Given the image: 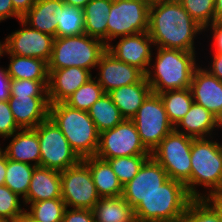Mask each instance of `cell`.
<instances>
[{
	"label": "cell",
	"instance_id": "5b68a950",
	"mask_svg": "<svg viewBox=\"0 0 222 222\" xmlns=\"http://www.w3.org/2000/svg\"><path fill=\"white\" fill-rule=\"evenodd\" d=\"M192 199L184 183L169 178L134 208L136 222L179 218Z\"/></svg>",
	"mask_w": 222,
	"mask_h": 222
},
{
	"label": "cell",
	"instance_id": "9c48e42d",
	"mask_svg": "<svg viewBox=\"0 0 222 222\" xmlns=\"http://www.w3.org/2000/svg\"><path fill=\"white\" fill-rule=\"evenodd\" d=\"M34 130L39 138L40 167L61 172L81 161L60 128L50 117L41 122Z\"/></svg>",
	"mask_w": 222,
	"mask_h": 222
},
{
	"label": "cell",
	"instance_id": "8fae6325",
	"mask_svg": "<svg viewBox=\"0 0 222 222\" xmlns=\"http://www.w3.org/2000/svg\"><path fill=\"white\" fill-rule=\"evenodd\" d=\"M135 155L151 153L141 142L136 125L131 119H124L114 128L100 133L96 157L107 160Z\"/></svg>",
	"mask_w": 222,
	"mask_h": 222
},
{
	"label": "cell",
	"instance_id": "11a10c76",
	"mask_svg": "<svg viewBox=\"0 0 222 222\" xmlns=\"http://www.w3.org/2000/svg\"><path fill=\"white\" fill-rule=\"evenodd\" d=\"M2 42H3V41H0V57H1V52H2V49H3V48H2ZM0 59H1V58H0Z\"/></svg>",
	"mask_w": 222,
	"mask_h": 222
},
{
	"label": "cell",
	"instance_id": "603a6c76",
	"mask_svg": "<svg viewBox=\"0 0 222 222\" xmlns=\"http://www.w3.org/2000/svg\"><path fill=\"white\" fill-rule=\"evenodd\" d=\"M8 138H12L4 148L8 159L40 166L39 138L34 129H20Z\"/></svg>",
	"mask_w": 222,
	"mask_h": 222
},
{
	"label": "cell",
	"instance_id": "8992f818",
	"mask_svg": "<svg viewBox=\"0 0 222 222\" xmlns=\"http://www.w3.org/2000/svg\"><path fill=\"white\" fill-rule=\"evenodd\" d=\"M106 51L105 43L86 33L79 36L56 37L48 69L79 67L91 71L96 68L101 55Z\"/></svg>",
	"mask_w": 222,
	"mask_h": 222
},
{
	"label": "cell",
	"instance_id": "f6af8a7d",
	"mask_svg": "<svg viewBox=\"0 0 222 222\" xmlns=\"http://www.w3.org/2000/svg\"><path fill=\"white\" fill-rule=\"evenodd\" d=\"M16 18L18 21L22 17L14 10L12 0H0V22L8 18Z\"/></svg>",
	"mask_w": 222,
	"mask_h": 222
},
{
	"label": "cell",
	"instance_id": "7c38bea8",
	"mask_svg": "<svg viewBox=\"0 0 222 222\" xmlns=\"http://www.w3.org/2000/svg\"><path fill=\"white\" fill-rule=\"evenodd\" d=\"M61 198L67 208L92 209L99 201L89 167L81 160L60 172Z\"/></svg>",
	"mask_w": 222,
	"mask_h": 222
},
{
	"label": "cell",
	"instance_id": "e0dca14e",
	"mask_svg": "<svg viewBox=\"0 0 222 222\" xmlns=\"http://www.w3.org/2000/svg\"><path fill=\"white\" fill-rule=\"evenodd\" d=\"M190 90L193 101L222 122V81L199 65L194 70Z\"/></svg>",
	"mask_w": 222,
	"mask_h": 222
},
{
	"label": "cell",
	"instance_id": "c3c4849f",
	"mask_svg": "<svg viewBox=\"0 0 222 222\" xmlns=\"http://www.w3.org/2000/svg\"><path fill=\"white\" fill-rule=\"evenodd\" d=\"M6 176V156L3 154L0 157V185H4Z\"/></svg>",
	"mask_w": 222,
	"mask_h": 222
},
{
	"label": "cell",
	"instance_id": "bcb514c9",
	"mask_svg": "<svg viewBox=\"0 0 222 222\" xmlns=\"http://www.w3.org/2000/svg\"><path fill=\"white\" fill-rule=\"evenodd\" d=\"M210 65V68L207 66L208 68L204 67V69L222 81V53H213Z\"/></svg>",
	"mask_w": 222,
	"mask_h": 222
},
{
	"label": "cell",
	"instance_id": "1f68e13d",
	"mask_svg": "<svg viewBox=\"0 0 222 222\" xmlns=\"http://www.w3.org/2000/svg\"><path fill=\"white\" fill-rule=\"evenodd\" d=\"M27 208L25 214L35 222H62L66 205L62 198H53L32 202Z\"/></svg>",
	"mask_w": 222,
	"mask_h": 222
},
{
	"label": "cell",
	"instance_id": "e575fe53",
	"mask_svg": "<svg viewBox=\"0 0 222 222\" xmlns=\"http://www.w3.org/2000/svg\"><path fill=\"white\" fill-rule=\"evenodd\" d=\"M150 157L151 155H135L107 159V161L110 163L119 182L124 186L136 176L142 165Z\"/></svg>",
	"mask_w": 222,
	"mask_h": 222
},
{
	"label": "cell",
	"instance_id": "b9f144b4",
	"mask_svg": "<svg viewBox=\"0 0 222 222\" xmlns=\"http://www.w3.org/2000/svg\"><path fill=\"white\" fill-rule=\"evenodd\" d=\"M202 199L210 206L215 214L222 220V189L203 193Z\"/></svg>",
	"mask_w": 222,
	"mask_h": 222
},
{
	"label": "cell",
	"instance_id": "2e32d148",
	"mask_svg": "<svg viewBox=\"0 0 222 222\" xmlns=\"http://www.w3.org/2000/svg\"><path fill=\"white\" fill-rule=\"evenodd\" d=\"M96 69L99 71L94 78L105 93L121 86L137 83L145 76L140 69L118 60L107 50L101 55Z\"/></svg>",
	"mask_w": 222,
	"mask_h": 222
},
{
	"label": "cell",
	"instance_id": "ab89813d",
	"mask_svg": "<svg viewBox=\"0 0 222 222\" xmlns=\"http://www.w3.org/2000/svg\"><path fill=\"white\" fill-rule=\"evenodd\" d=\"M20 128L17 126L11 109L7 101H0V137L8 139L15 132L19 131Z\"/></svg>",
	"mask_w": 222,
	"mask_h": 222
},
{
	"label": "cell",
	"instance_id": "ee69618b",
	"mask_svg": "<svg viewBox=\"0 0 222 222\" xmlns=\"http://www.w3.org/2000/svg\"><path fill=\"white\" fill-rule=\"evenodd\" d=\"M10 82L7 68L0 67V101H7L10 98Z\"/></svg>",
	"mask_w": 222,
	"mask_h": 222
},
{
	"label": "cell",
	"instance_id": "f5cc1de1",
	"mask_svg": "<svg viewBox=\"0 0 222 222\" xmlns=\"http://www.w3.org/2000/svg\"><path fill=\"white\" fill-rule=\"evenodd\" d=\"M152 222H186V218L184 215H182L181 217L172 220H158Z\"/></svg>",
	"mask_w": 222,
	"mask_h": 222
},
{
	"label": "cell",
	"instance_id": "816d5d0a",
	"mask_svg": "<svg viewBox=\"0 0 222 222\" xmlns=\"http://www.w3.org/2000/svg\"><path fill=\"white\" fill-rule=\"evenodd\" d=\"M14 222H35L30 217H28L25 213L17 218Z\"/></svg>",
	"mask_w": 222,
	"mask_h": 222
},
{
	"label": "cell",
	"instance_id": "277c9868",
	"mask_svg": "<svg viewBox=\"0 0 222 222\" xmlns=\"http://www.w3.org/2000/svg\"><path fill=\"white\" fill-rule=\"evenodd\" d=\"M207 138H193L191 147L190 196L202 198L203 193L196 189L203 186L208 192L222 189L221 143Z\"/></svg>",
	"mask_w": 222,
	"mask_h": 222
},
{
	"label": "cell",
	"instance_id": "8d00e7d4",
	"mask_svg": "<svg viewBox=\"0 0 222 222\" xmlns=\"http://www.w3.org/2000/svg\"><path fill=\"white\" fill-rule=\"evenodd\" d=\"M21 199L6 185H0V221L14 222L25 213L24 206L21 207Z\"/></svg>",
	"mask_w": 222,
	"mask_h": 222
},
{
	"label": "cell",
	"instance_id": "5bb4252c",
	"mask_svg": "<svg viewBox=\"0 0 222 222\" xmlns=\"http://www.w3.org/2000/svg\"><path fill=\"white\" fill-rule=\"evenodd\" d=\"M152 46L154 47V43L149 33L140 32L121 37L115 45L108 44L106 50L118 60L135 66L146 74L153 61Z\"/></svg>",
	"mask_w": 222,
	"mask_h": 222
},
{
	"label": "cell",
	"instance_id": "30bf717a",
	"mask_svg": "<svg viewBox=\"0 0 222 222\" xmlns=\"http://www.w3.org/2000/svg\"><path fill=\"white\" fill-rule=\"evenodd\" d=\"M145 148L151 153L174 130L159 94L151 92L131 119Z\"/></svg>",
	"mask_w": 222,
	"mask_h": 222
},
{
	"label": "cell",
	"instance_id": "cb8c5ba5",
	"mask_svg": "<svg viewBox=\"0 0 222 222\" xmlns=\"http://www.w3.org/2000/svg\"><path fill=\"white\" fill-rule=\"evenodd\" d=\"M151 87L144 76L139 82L115 88L108 92L113 103L125 119H132L151 93Z\"/></svg>",
	"mask_w": 222,
	"mask_h": 222
},
{
	"label": "cell",
	"instance_id": "f1b7e54d",
	"mask_svg": "<svg viewBox=\"0 0 222 222\" xmlns=\"http://www.w3.org/2000/svg\"><path fill=\"white\" fill-rule=\"evenodd\" d=\"M87 112L99 133L114 128L125 119L108 93L98 99Z\"/></svg>",
	"mask_w": 222,
	"mask_h": 222
},
{
	"label": "cell",
	"instance_id": "44dd1931",
	"mask_svg": "<svg viewBox=\"0 0 222 222\" xmlns=\"http://www.w3.org/2000/svg\"><path fill=\"white\" fill-rule=\"evenodd\" d=\"M62 10V0H36L21 20L29 27L56 38Z\"/></svg>",
	"mask_w": 222,
	"mask_h": 222
},
{
	"label": "cell",
	"instance_id": "9a60e30c",
	"mask_svg": "<svg viewBox=\"0 0 222 222\" xmlns=\"http://www.w3.org/2000/svg\"><path fill=\"white\" fill-rule=\"evenodd\" d=\"M169 179L166 170L150 157L136 176L123 186L122 197L133 209Z\"/></svg>",
	"mask_w": 222,
	"mask_h": 222
},
{
	"label": "cell",
	"instance_id": "ffe728a7",
	"mask_svg": "<svg viewBox=\"0 0 222 222\" xmlns=\"http://www.w3.org/2000/svg\"><path fill=\"white\" fill-rule=\"evenodd\" d=\"M181 127V129H180ZM222 128V122L202 105L193 102L190 110L174 127V130L192 138H207ZM215 129V130H214Z\"/></svg>",
	"mask_w": 222,
	"mask_h": 222
},
{
	"label": "cell",
	"instance_id": "d6a6232c",
	"mask_svg": "<svg viewBox=\"0 0 222 222\" xmlns=\"http://www.w3.org/2000/svg\"><path fill=\"white\" fill-rule=\"evenodd\" d=\"M85 33L84 13L80 7L65 4L58 22L56 37L79 36Z\"/></svg>",
	"mask_w": 222,
	"mask_h": 222
},
{
	"label": "cell",
	"instance_id": "484cf974",
	"mask_svg": "<svg viewBox=\"0 0 222 222\" xmlns=\"http://www.w3.org/2000/svg\"><path fill=\"white\" fill-rule=\"evenodd\" d=\"M113 0H90L83 8L85 33L107 46V24Z\"/></svg>",
	"mask_w": 222,
	"mask_h": 222
},
{
	"label": "cell",
	"instance_id": "83f0119b",
	"mask_svg": "<svg viewBox=\"0 0 222 222\" xmlns=\"http://www.w3.org/2000/svg\"><path fill=\"white\" fill-rule=\"evenodd\" d=\"M9 55L10 62L7 67L11 79L49 80L48 63L42 59Z\"/></svg>",
	"mask_w": 222,
	"mask_h": 222
},
{
	"label": "cell",
	"instance_id": "db71d44e",
	"mask_svg": "<svg viewBox=\"0 0 222 222\" xmlns=\"http://www.w3.org/2000/svg\"><path fill=\"white\" fill-rule=\"evenodd\" d=\"M1 145V144H0ZM4 154V149L2 148L1 149V146H0V157Z\"/></svg>",
	"mask_w": 222,
	"mask_h": 222
},
{
	"label": "cell",
	"instance_id": "3957f363",
	"mask_svg": "<svg viewBox=\"0 0 222 222\" xmlns=\"http://www.w3.org/2000/svg\"><path fill=\"white\" fill-rule=\"evenodd\" d=\"M49 117L81 160L96 155L100 133L87 111L57 102L49 105Z\"/></svg>",
	"mask_w": 222,
	"mask_h": 222
},
{
	"label": "cell",
	"instance_id": "74e56055",
	"mask_svg": "<svg viewBox=\"0 0 222 222\" xmlns=\"http://www.w3.org/2000/svg\"><path fill=\"white\" fill-rule=\"evenodd\" d=\"M49 80L11 79L10 97L48 96Z\"/></svg>",
	"mask_w": 222,
	"mask_h": 222
},
{
	"label": "cell",
	"instance_id": "d6986e66",
	"mask_svg": "<svg viewBox=\"0 0 222 222\" xmlns=\"http://www.w3.org/2000/svg\"><path fill=\"white\" fill-rule=\"evenodd\" d=\"M8 104L20 129H34L49 117L48 96L10 97Z\"/></svg>",
	"mask_w": 222,
	"mask_h": 222
},
{
	"label": "cell",
	"instance_id": "ba28073f",
	"mask_svg": "<svg viewBox=\"0 0 222 222\" xmlns=\"http://www.w3.org/2000/svg\"><path fill=\"white\" fill-rule=\"evenodd\" d=\"M152 0H113L107 24V45L114 39L148 32Z\"/></svg>",
	"mask_w": 222,
	"mask_h": 222
},
{
	"label": "cell",
	"instance_id": "4dcf8cb0",
	"mask_svg": "<svg viewBox=\"0 0 222 222\" xmlns=\"http://www.w3.org/2000/svg\"><path fill=\"white\" fill-rule=\"evenodd\" d=\"M171 124L175 127L190 110L193 96L190 88L159 93Z\"/></svg>",
	"mask_w": 222,
	"mask_h": 222
},
{
	"label": "cell",
	"instance_id": "4316f807",
	"mask_svg": "<svg viewBox=\"0 0 222 222\" xmlns=\"http://www.w3.org/2000/svg\"><path fill=\"white\" fill-rule=\"evenodd\" d=\"M91 210L95 222H136L133 207L122 196L100 198Z\"/></svg>",
	"mask_w": 222,
	"mask_h": 222
},
{
	"label": "cell",
	"instance_id": "d590c367",
	"mask_svg": "<svg viewBox=\"0 0 222 222\" xmlns=\"http://www.w3.org/2000/svg\"><path fill=\"white\" fill-rule=\"evenodd\" d=\"M189 15L203 28L215 21V0H178Z\"/></svg>",
	"mask_w": 222,
	"mask_h": 222
},
{
	"label": "cell",
	"instance_id": "d4e9b609",
	"mask_svg": "<svg viewBox=\"0 0 222 222\" xmlns=\"http://www.w3.org/2000/svg\"><path fill=\"white\" fill-rule=\"evenodd\" d=\"M82 161L89 167L100 198L122 196L123 186L107 160L91 156Z\"/></svg>",
	"mask_w": 222,
	"mask_h": 222
},
{
	"label": "cell",
	"instance_id": "52a82bcc",
	"mask_svg": "<svg viewBox=\"0 0 222 222\" xmlns=\"http://www.w3.org/2000/svg\"><path fill=\"white\" fill-rule=\"evenodd\" d=\"M193 138L173 130L151 152L168 177L185 184L190 195L191 147Z\"/></svg>",
	"mask_w": 222,
	"mask_h": 222
},
{
	"label": "cell",
	"instance_id": "7dc6e473",
	"mask_svg": "<svg viewBox=\"0 0 222 222\" xmlns=\"http://www.w3.org/2000/svg\"><path fill=\"white\" fill-rule=\"evenodd\" d=\"M36 0H12L14 10L23 17L30 8L35 4Z\"/></svg>",
	"mask_w": 222,
	"mask_h": 222
},
{
	"label": "cell",
	"instance_id": "6da1fadb",
	"mask_svg": "<svg viewBox=\"0 0 222 222\" xmlns=\"http://www.w3.org/2000/svg\"><path fill=\"white\" fill-rule=\"evenodd\" d=\"M204 31L178 0H152L148 33L154 46L196 52L194 40Z\"/></svg>",
	"mask_w": 222,
	"mask_h": 222
},
{
	"label": "cell",
	"instance_id": "7402d4cb",
	"mask_svg": "<svg viewBox=\"0 0 222 222\" xmlns=\"http://www.w3.org/2000/svg\"><path fill=\"white\" fill-rule=\"evenodd\" d=\"M61 198L60 171L37 166L34 169L23 205L32 202Z\"/></svg>",
	"mask_w": 222,
	"mask_h": 222
},
{
	"label": "cell",
	"instance_id": "836d02e7",
	"mask_svg": "<svg viewBox=\"0 0 222 222\" xmlns=\"http://www.w3.org/2000/svg\"><path fill=\"white\" fill-rule=\"evenodd\" d=\"M104 94L105 91L102 89V86L93 77L67 97L64 103L72 108L88 111Z\"/></svg>",
	"mask_w": 222,
	"mask_h": 222
},
{
	"label": "cell",
	"instance_id": "7bdbcfd3",
	"mask_svg": "<svg viewBox=\"0 0 222 222\" xmlns=\"http://www.w3.org/2000/svg\"><path fill=\"white\" fill-rule=\"evenodd\" d=\"M212 33V40L213 45L212 47L214 52L213 53H222V21H214L213 23L207 25L204 28V32L208 31L209 29ZM207 29V30H206Z\"/></svg>",
	"mask_w": 222,
	"mask_h": 222
},
{
	"label": "cell",
	"instance_id": "f546056e",
	"mask_svg": "<svg viewBox=\"0 0 222 222\" xmlns=\"http://www.w3.org/2000/svg\"><path fill=\"white\" fill-rule=\"evenodd\" d=\"M36 166L24 162H17L6 157V176L4 185L12 192L24 199Z\"/></svg>",
	"mask_w": 222,
	"mask_h": 222
},
{
	"label": "cell",
	"instance_id": "7a4b0ae2",
	"mask_svg": "<svg viewBox=\"0 0 222 222\" xmlns=\"http://www.w3.org/2000/svg\"><path fill=\"white\" fill-rule=\"evenodd\" d=\"M156 49L155 62L150 63L145 74L151 91L159 94L190 88L194 70L199 66L196 62L197 53L172 48Z\"/></svg>",
	"mask_w": 222,
	"mask_h": 222
},
{
	"label": "cell",
	"instance_id": "f907efd6",
	"mask_svg": "<svg viewBox=\"0 0 222 222\" xmlns=\"http://www.w3.org/2000/svg\"><path fill=\"white\" fill-rule=\"evenodd\" d=\"M65 4L84 8L90 0H62Z\"/></svg>",
	"mask_w": 222,
	"mask_h": 222
},
{
	"label": "cell",
	"instance_id": "681fc988",
	"mask_svg": "<svg viewBox=\"0 0 222 222\" xmlns=\"http://www.w3.org/2000/svg\"><path fill=\"white\" fill-rule=\"evenodd\" d=\"M215 21H222V0H215Z\"/></svg>",
	"mask_w": 222,
	"mask_h": 222
},
{
	"label": "cell",
	"instance_id": "60d3db41",
	"mask_svg": "<svg viewBox=\"0 0 222 222\" xmlns=\"http://www.w3.org/2000/svg\"><path fill=\"white\" fill-rule=\"evenodd\" d=\"M62 222H95L91 209L65 208Z\"/></svg>",
	"mask_w": 222,
	"mask_h": 222
},
{
	"label": "cell",
	"instance_id": "4fadbf2b",
	"mask_svg": "<svg viewBox=\"0 0 222 222\" xmlns=\"http://www.w3.org/2000/svg\"><path fill=\"white\" fill-rule=\"evenodd\" d=\"M19 23L22 28L9 34L2 42L1 54L33 57L48 63L55 37L29 27L22 20Z\"/></svg>",
	"mask_w": 222,
	"mask_h": 222
},
{
	"label": "cell",
	"instance_id": "f35d334b",
	"mask_svg": "<svg viewBox=\"0 0 222 222\" xmlns=\"http://www.w3.org/2000/svg\"><path fill=\"white\" fill-rule=\"evenodd\" d=\"M184 216L186 222H222L202 198L192 199Z\"/></svg>",
	"mask_w": 222,
	"mask_h": 222
},
{
	"label": "cell",
	"instance_id": "ac0fdd59",
	"mask_svg": "<svg viewBox=\"0 0 222 222\" xmlns=\"http://www.w3.org/2000/svg\"><path fill=\"white\" fill-rule=\"evenodd\" d=\"M48 100L49 104L64 102L80 86L88 82L92 72L79 67L48 69Z\"/></svg>",
	"mask_w": 222,
	"mask_h": 222
}]
</instances>
